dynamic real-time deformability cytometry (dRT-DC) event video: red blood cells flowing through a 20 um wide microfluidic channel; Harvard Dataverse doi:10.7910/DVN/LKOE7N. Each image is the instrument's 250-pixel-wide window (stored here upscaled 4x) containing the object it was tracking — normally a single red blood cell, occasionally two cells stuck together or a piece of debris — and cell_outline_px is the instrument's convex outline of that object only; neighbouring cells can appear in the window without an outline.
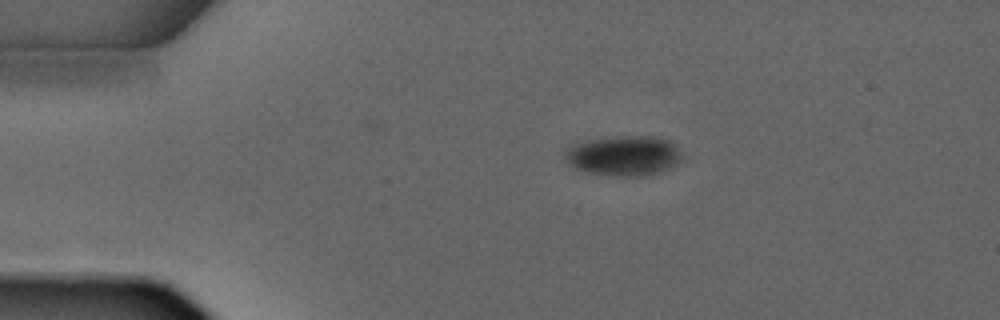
{"species": "common noctule bat (a hibernating species)", "species_latin": "Nyctalus noctula", "temperature_condition": "warm", "stored_images_in_passage": 2, "camera_frame_rate_fps": 3000, "um_per_image_px": 0.085, "animal": {"sex": "male", "forearm_length_mm": 52.5}, "frame": {"image": 1, "passage_image": 1, "time_ms": 0.0, "image_size_px": [1000, 320], "cell_outline_px": [[680, 160], [676, 164], [660, 172], [640, 176], [616, 176], [588, 172], [576, 168], [564, 156], [564, 148], [568, 144], [584, 140], [616, 136], [656, 136], [668, 140], [680, 152]], "centroid_in_image_um": [52.96, 13.21], "position_along_channel_um": 32.0, "area_um2": 27.28}}